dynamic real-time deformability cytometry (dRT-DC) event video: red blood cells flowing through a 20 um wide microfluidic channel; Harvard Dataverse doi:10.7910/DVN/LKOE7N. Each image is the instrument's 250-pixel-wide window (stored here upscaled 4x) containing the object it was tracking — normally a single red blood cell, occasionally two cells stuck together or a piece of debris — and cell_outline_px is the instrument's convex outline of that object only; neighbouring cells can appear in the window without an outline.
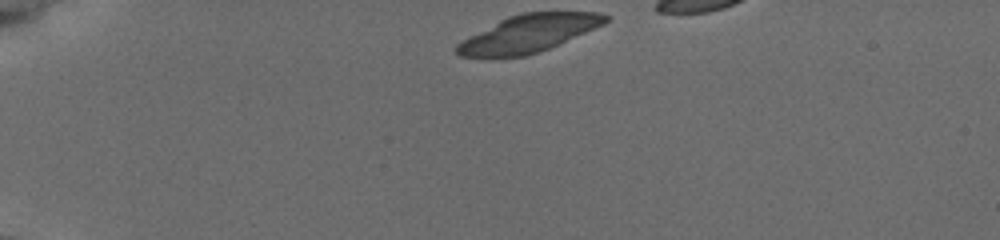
{"species": "common noctule bat (a hibernating species)", "species_latin": "Nyctalus noctula", "temperature_condition": "cold", "stored_images_in_passage": 38, "camera_frame_rate_fps": 3000, "um_per_image_px": 0.085, "animal": {"sex": "female", "body_mass_g": 19.5, "forearm_length_mm": 54.1}, "frame": {"image": 1, "passage_image": 1, "time_ms": 0.0, "image_size_px": [1000, 240], "cell_outline_px": [[612, 20], [604, 24], [548, 48], [524, 56], [460, 56], [452, 48], [456, 44], [500, 20], [508, 16], [520, 12], [600, 12], [608, 16]], "centroid_in_image_um": [44.95, 2.82], "position_along_channel_um": 40.0, "area_um2": 31.73}}
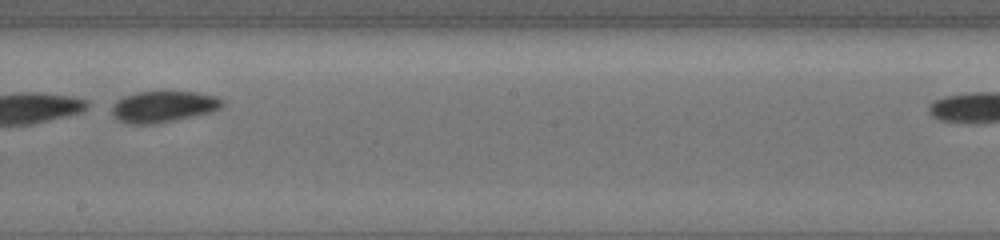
{"frame": {"image": 2, "passage_image": 22, "time_ms": 7.0, "image_size_px": [1000, 240], "cell_outline_px": [[224, 104], [220, 108], [212, 112], [172, 120], [148, 124], [128, 124], [120, 120], [112, 112], [112, 104], [116, 100], [124, 96], [136, 92], [196, 92], [216, 96], [224, 100]], "centroid_in_image_um": [13.89, 9.05], "position_along_channel_um": 234.3, "area_um2": 19.88}}